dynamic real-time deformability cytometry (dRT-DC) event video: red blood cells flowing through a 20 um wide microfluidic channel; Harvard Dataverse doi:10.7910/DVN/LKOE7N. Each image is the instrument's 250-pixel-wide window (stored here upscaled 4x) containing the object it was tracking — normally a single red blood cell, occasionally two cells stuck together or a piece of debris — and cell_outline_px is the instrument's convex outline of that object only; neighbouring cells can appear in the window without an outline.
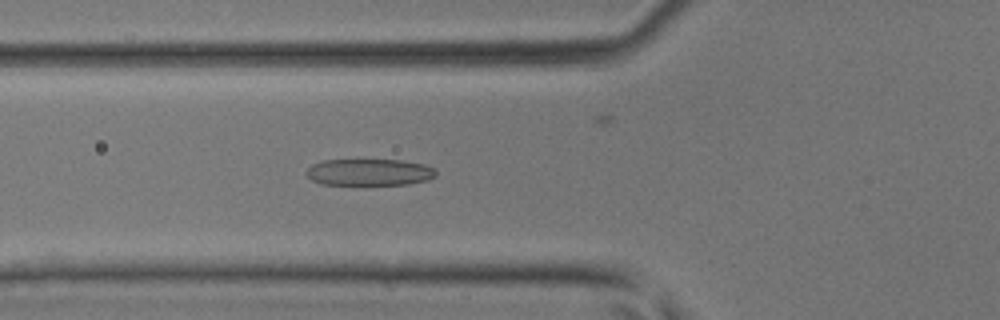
{"species": "common noctule bat (a hibernating species)", "species_latin": "Nyctalus noctula", "temperature_condition": "room temperature", "stored_images_in_passage": 45, "camera_frame_rate_fps": 3000, "um_per_image_px": 0.085, "animal": {"sex": "male", "body_mass_g": 17.9, "forearm_length_mm": 54.2}, "frame": {"image": 1, "passage_image": 17, "time_ms": 5.333, "image_size_px": [1000, 320], "cell_outline_px": [[436, 176], [428, 180], [408, 184], [320, 184], [312, 180], [308, 176], [308, 168], [312, 164], [324, 160], [400, 160], [424, 164], [432, 168], [436, 172]], "centroid_in_image_um": [31.41, 14.63], "position_along_channel_um": 94.4, "area_um2": 19.94}}
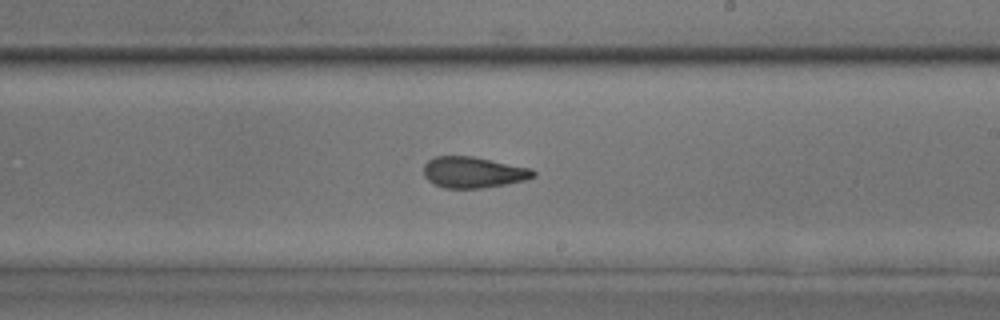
{"frame": {"image": 2, "passage_image": 27, "time_ms": 8.667, "image_size_px": [1000, 320], "cell_outline_px": [[536, 176], [528, 180], [480, 188], [444, 188], [428, 180], [424, 176], [424, 164], [428, 160], [436, 156], [472, 156], [532, 168], [536, 172]], "centroid_in_image_um": [40.26, 14.64], "position_along_channel_um": 248.7, "area_um2": 19.88}}
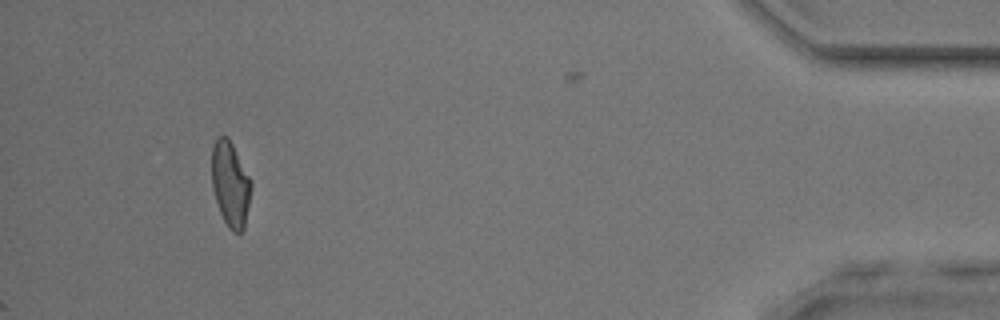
{"frame": {"image": 3, "passage_image": 42, "time_ms": 13.667, "image_size_px": [1000, 320], "cell_outline_px": [[252, 188], [244, 228], [240, 232], [232, 232], [228, 228], [220, 212], [212, 188], [212, 144], [216, 136], [228, 136], [252, 180]], "centroid_in_image_um": [19.59, 15.62], "position_along_channel_um": 415.6, "area_um2": 19.77}}